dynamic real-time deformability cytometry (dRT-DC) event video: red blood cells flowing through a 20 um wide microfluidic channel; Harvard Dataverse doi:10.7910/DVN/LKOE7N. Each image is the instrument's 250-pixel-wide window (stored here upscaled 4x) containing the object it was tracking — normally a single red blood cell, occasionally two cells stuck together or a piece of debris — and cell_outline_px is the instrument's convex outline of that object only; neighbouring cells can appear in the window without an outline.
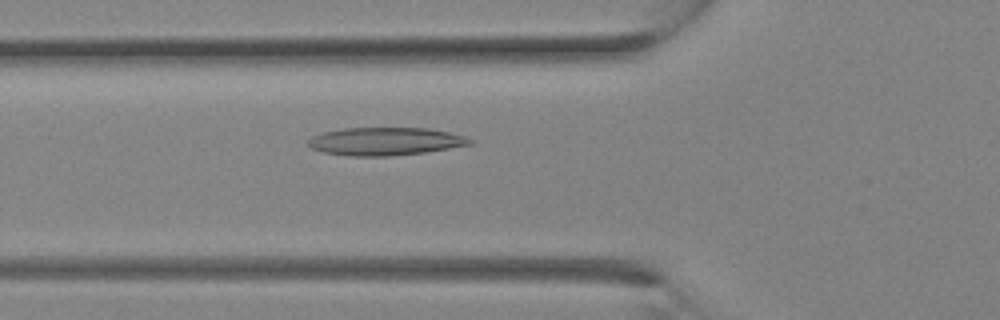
{"species": "Egyptian fruit bat (a non-hibernating species)", "species_latin": "Rousettus aegyptiacus", "temperature_condition": "room temperature", "stored_images_in_passage": 12, "camera_frame_rate_fps": 3000, "um_per_image_px": 0.085, "animal": {"sex": "female"}, "frame": {"image": 1, "passage_image": 10, "time_ms": 3.0, "image_size_px": [1000, 320], "cell_outline_px": [[472, 144], [424, 152], [388, 156], [348, 156], [324, 152], [312, 148], [308, 144], [308, 140], [312, 136], [324, 132], [344, 128], [428, 128], [448, 132], [464, 136], [472, 140]], "centroid_in_image_um": [32.72, 12.01], "position_along_channel_um": 93.1, "area_um2": 26.07}}
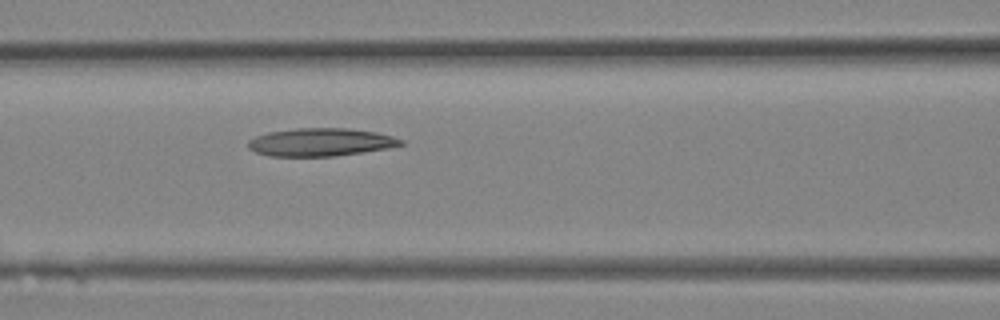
{"frame": {"image": 2, "passage_image": 12, "time_ms": 3.667, "image_size_px": [1000, 320], "cell_outline_px": [[404, 144], [388, 148], [336, 156], [268, 156], [256, 152], [248, 148], [248, 140], [256, 136], [268, 132], [296, 128], [348, 128], [376, 132], [392, 136], [404, 140]], "centroid_in_image_um": [27.25, 12.08], "position_along_channel_um": 139.4, "area_um2": 24.91}}